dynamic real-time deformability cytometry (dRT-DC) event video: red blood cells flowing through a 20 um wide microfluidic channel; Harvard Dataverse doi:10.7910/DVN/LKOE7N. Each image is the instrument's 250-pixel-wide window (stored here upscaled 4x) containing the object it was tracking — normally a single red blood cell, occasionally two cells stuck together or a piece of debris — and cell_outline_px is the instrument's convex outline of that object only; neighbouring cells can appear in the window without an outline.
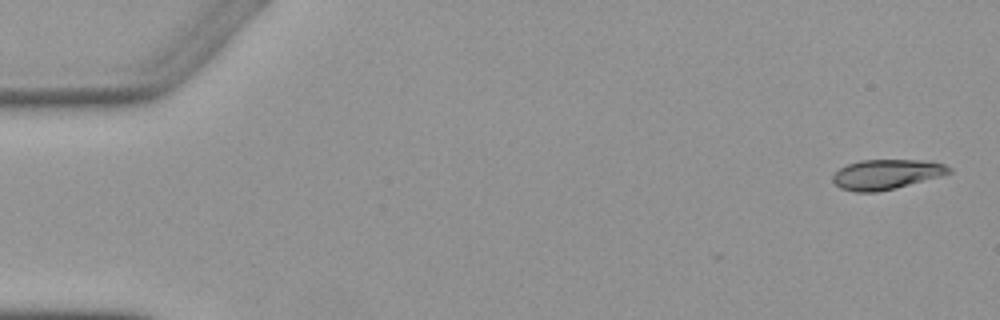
{"species": "Egyptian fruit bat (a non-hibernating species)", "species_latin": "Rousettus aegyptiacus", "temperature_condition": "warm", "stored_images_in_passage": 4, "camera_frame_rate_fps": 3000, "um_per_image_px": 0.085, "animal": {"sex": "female"}, "frame": {"image": 1, "passage_image": 1, "time_ms": 0.0, "image_size_px": [1000, 320], "cell_outline_px": [[952, 172], [940, 176], [896, 188], [876, 192], [856, 192], [840, 188], [832, 180], [832, 176], [840, 168], [848, 164], [860, 160], [920, 160], [944, 164], [952, 168]], "centroid_in_image_um": [75.33, 14.82], "position_along_channel_um": 9.7, "area_um2": 20.11}}